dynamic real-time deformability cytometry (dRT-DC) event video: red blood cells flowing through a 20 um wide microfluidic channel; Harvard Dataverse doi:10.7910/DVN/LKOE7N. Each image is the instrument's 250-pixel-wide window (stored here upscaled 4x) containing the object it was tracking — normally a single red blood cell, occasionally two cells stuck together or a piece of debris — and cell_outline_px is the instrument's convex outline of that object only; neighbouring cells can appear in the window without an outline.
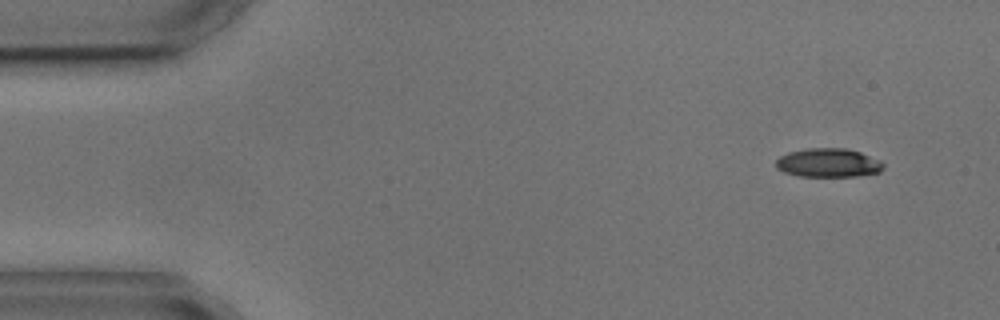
{"species": "common noctule bat (a hibernating species)", "species_latin": "Nyctalus noctula", "temperature_condition": "cold", "stored_images_in_passage": 4, "camera_frame_rate_fps": 3000, "um_per_image_px": 0.085, "animal": {"sex": "male", "body_mass_g": 17.9, "forearm_length_mm": 54.2}, "frame": {"image": 1, "passage_image": 1, "time_ms": 0.0, "image_size_px": [1000, 320], "cell_outline_px": [[884, 168], [880, 172], [856, 176], [800, 176], [784, 172], [776, 168], [776, 160], [780, 156], [788, 152], [808, 148], [844, 148], [860, 152], [880, 160], [884, 164]], "centroid_in_image_um": [70.41, 13.84], "position_along_channel_um": 14.6, "area_um2": 18.03}}
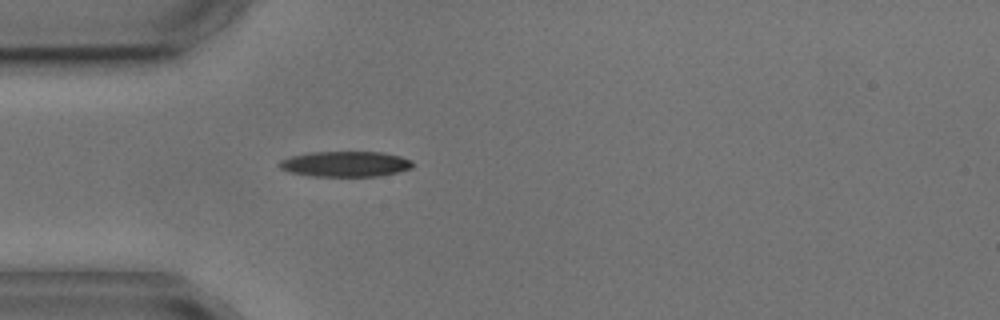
{"frame": {"image": 2, "passage_image": 4, "time_ms": 3.667, "image_size_px": [1000, 320], "cell_outline_px": [[412, 168], [396, 172], [376, 176], [308, 176], [288, 172], [280, 168], [276, 164], [280, 160], [292, 156], [312, 152], [384, 152], [400, 156], [412, 160]], "centroid_in_image_um": [29.31, 13.94], "position_along_channel_um": 55.7, "area_um2": 19.83}}